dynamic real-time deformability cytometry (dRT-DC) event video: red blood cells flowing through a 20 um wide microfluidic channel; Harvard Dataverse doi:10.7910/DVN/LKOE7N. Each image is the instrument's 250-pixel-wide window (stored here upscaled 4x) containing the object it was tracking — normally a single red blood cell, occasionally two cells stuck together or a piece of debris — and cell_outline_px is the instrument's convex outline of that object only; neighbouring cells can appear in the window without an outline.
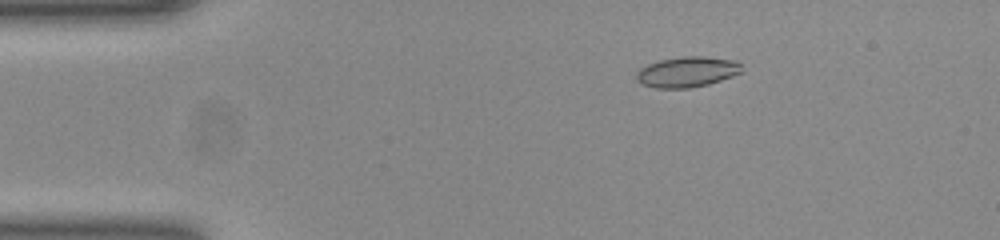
{"species": "common noctule bat (a hibernating species)", "species_latin": "Nyctalus noctula", "temperature_condition": "room temperature", "stored_images_in_passage": 49, "camera_frame_rate_fps": 3000, "um_per_image_px": 0.085, "animal": {"sex": "female", "body_mass_g": 23.0, "forearm_length_mm": 53.4}, "frame": {"image": 1, "passage_image": 6, "time_ms": 1.667, "image_size_px": [1000, 240], "cell_outline_px": [[744, 72], [708, 84], [688, 88], [656, 88], [644, 84], [636, 80], [636, 72], [640, 68], [648, 64], [660, 60], [680, 56], [704, 56], [736, 60], [740, 64]], "centroid_in_image_um": [58.42, 6.1], "position_along_channel_um": 26.6, "area_um2": 18.79}}
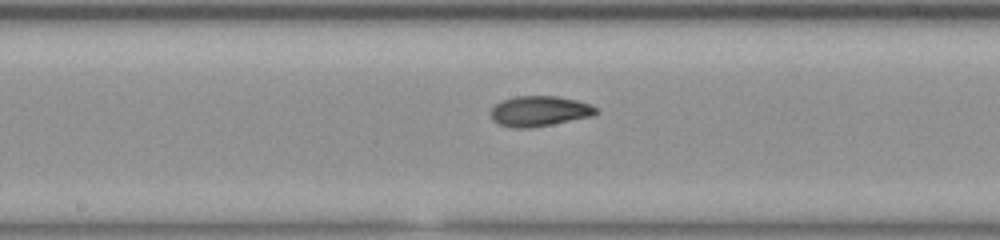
{"frame": {"image": 2, "passage_image": 24, "time_ms": 7.667, "image_size_px": [1000, 240], "cell_outline_px": [[600, 112], [592, 116], [552, 124], [528, 128], [512, 128], [500, 124], [492, 120], [492, 108], [496, 104], [504, 100], [516, 96], [556, 96], [576, 100], [592, 104]], "centroid_in_image_um": [45.89, 9.45], "position_along_channel_um": 202.3, "area_um2": 18.5}}
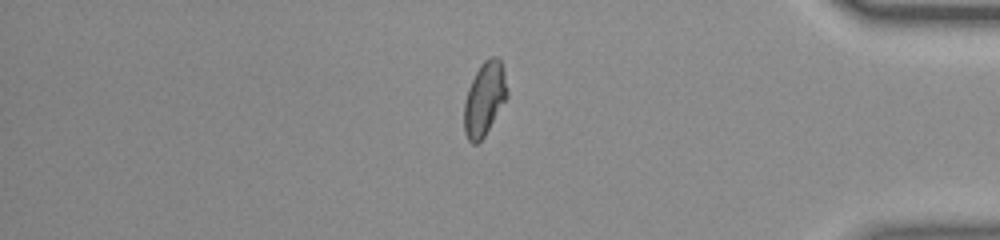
{"frame": {"image": 3, "passage_image": 41, "time_ms": 13.333, "image_size_px": [1000, 240], "cell_outline_px": [[508, 96], [484, 136], [476, 144], [472, 144], [468, 140], [464, 132], [464, 100], [468, 88], [480, 64], [484, 60], [492, 56], [496, 56], [500, 60], [504, 68], [508, 92]], "centroid_in_image_um": [41.18, 8.38], "position_along_channel_um": 394.0, "area_um2": 18.5}, "authors_computed_cell_mechanics": {"area_um2": 18.3804, "velocity_mm_per_s": 3.9403, "shape_relaxation_time_tau1_ms": null, "shape_relaxation_time_tau2_ms": 2.0721, "deformation_change_tau1": null, "deformation_change_tau2": 0.0576}}